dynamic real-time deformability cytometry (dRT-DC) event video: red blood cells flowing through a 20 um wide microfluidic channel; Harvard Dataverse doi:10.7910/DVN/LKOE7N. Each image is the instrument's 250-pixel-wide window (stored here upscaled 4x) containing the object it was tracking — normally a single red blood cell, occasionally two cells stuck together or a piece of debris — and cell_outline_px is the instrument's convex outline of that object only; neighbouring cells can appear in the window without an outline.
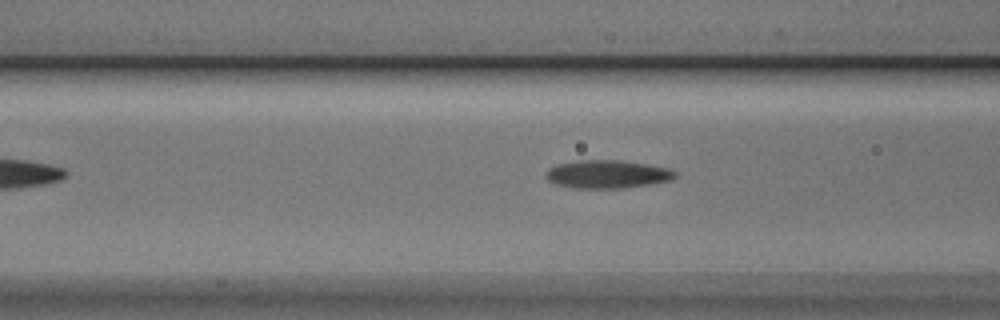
{"species": "Egyptian fruit bat (a non-hibernating species)", "species_latin": "Rousettus aegyptiacus", "temperature_condition": "cold", "stored_images_in_passage": 5, "camera_frame_rate_fps": 3000, "um_per_image_px": 0.085, "animal": {"sex": "male"}, "frame": {"image": 1, "passage_image": 5, "time_ms": 1.333, "image_size_px": [1000, 320], "cell_outline_px": [[676, 176], [672, 180], [624, 188], [576, 188], [556, 184], [548, 180], [544, 176], [548, 168], [556, 164], [580, 160], [620, 160], [668, 168], [676, 172]], "centroid_in_image_um": [51.59, 14.8], "position_along_channel_um": 115.0, "area_um2": 21.1}}